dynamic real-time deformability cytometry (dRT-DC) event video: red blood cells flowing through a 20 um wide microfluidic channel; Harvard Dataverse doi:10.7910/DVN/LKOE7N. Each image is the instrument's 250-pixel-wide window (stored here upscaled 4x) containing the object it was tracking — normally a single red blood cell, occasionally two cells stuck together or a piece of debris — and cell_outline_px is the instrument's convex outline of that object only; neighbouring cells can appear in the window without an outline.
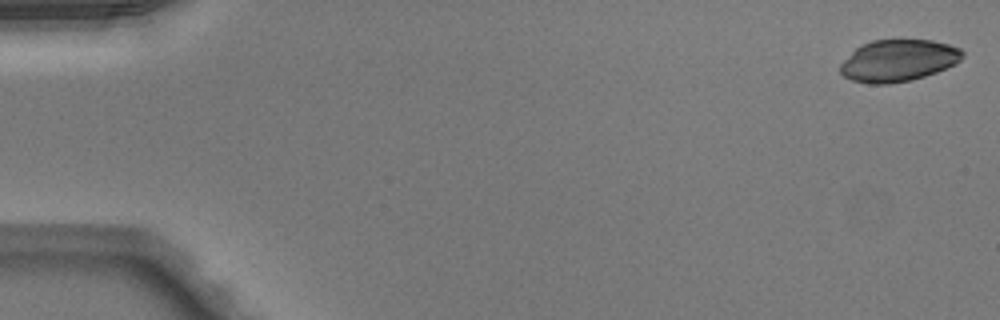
{"species": "Egyptian fruit bat (a non-hibernating species)", "species_latin": "Rousettus aegyptiacus", "temperature_condition": "warm", "stored_images_in_passage": 50, "camera_frame_rate_fps": 3000, "um_per_image_px": 0.085, "animal": {"sex": "male"}, "frame": {"image": 1, "passage_image": 1, "time_ms": 0.0, "image_size_px": [1000, 320], "cell_outline_px": [[964, 56], [956, 64], [936, 72], [924, 76], [908, 80], [888, 84], [868, 84], [852, 80], [844, 76], [840, 72], [840, 64], [860, 44], [872, 40], [932, 40], [948, 44], [960, 48], [964, 52]], "centroid_in_image_um": [76.36, 5.14], "position_along_channel_um": 8.6, "area_um2": 29.77}}
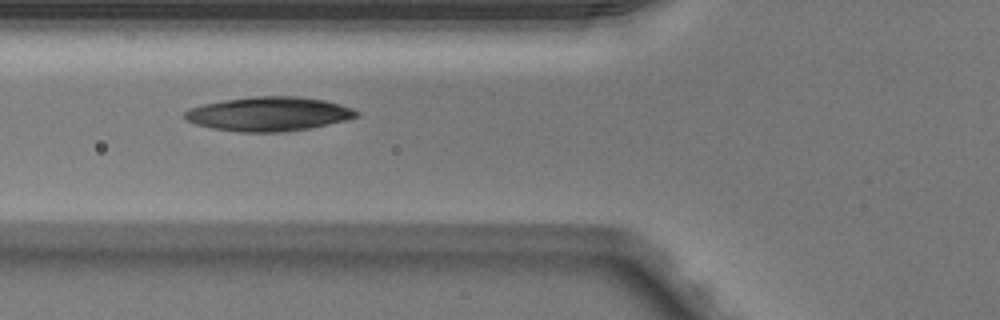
{"frame": {"image": 2, "passage_image": 19, "time_ms": 6.0, "image_size_px": [1000, 320], "cell_outline_px": [[360, 116], [348, 120], [308, 128], [284, 132], [240, 132], [212, 128], [196, 124], [184, 120], [184, 112], [188, 108], [204, 104], [224, 100], [256, 96], [300, 96], [324, 100], [340, 104], [352, 108], [360, 112]], "centroid_in_image_um": [22.86, 9.68], "position_along_channel_um": 102.9, "area_um2": 34.33}}
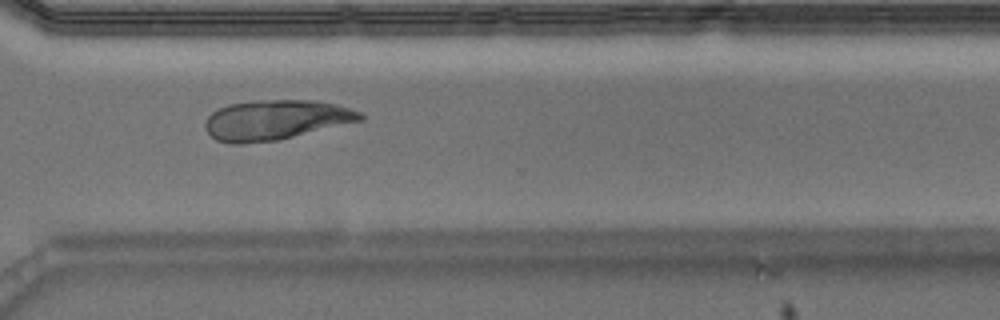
{"frame": {"image": 3, "passage_image": 37, "time_ms": 12.0, "image_size_px": [1000, 320], "cell_outline_px": [[364, 120], [276, 140], [240, 144], [228, 144], [216, 140], [204, 128], [204, 124], [208, 116], [212, 112], [228, 104], [256, 100], [320, 100], [336, 104], [360, 112], [364, 116]], "centroid_in_image_um": [23.42, 10.18], "position_along_channel_um": 347.2, "area_um2": 36.07}}